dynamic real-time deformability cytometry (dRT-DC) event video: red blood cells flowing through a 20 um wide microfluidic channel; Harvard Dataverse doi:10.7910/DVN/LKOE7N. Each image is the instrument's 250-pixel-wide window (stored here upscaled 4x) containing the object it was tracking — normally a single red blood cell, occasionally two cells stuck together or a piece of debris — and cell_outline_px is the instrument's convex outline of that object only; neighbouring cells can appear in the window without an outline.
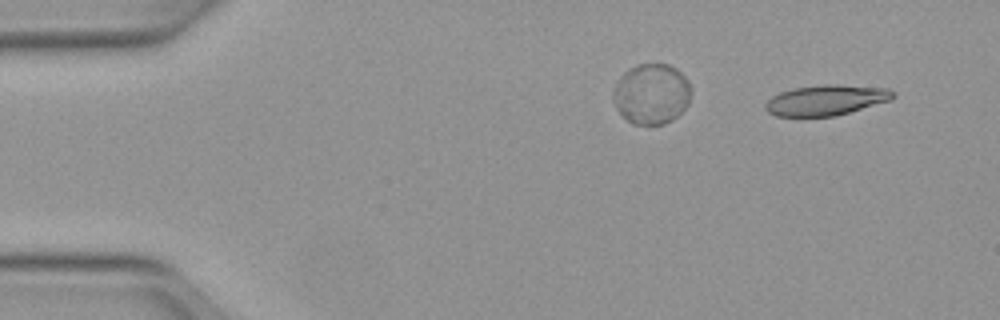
{"species": "Egyptian fruit bat (a non-hibernating species)", "species_latin": "Rousettus aegyptiacus", "temperature_condition": "warm", "stored_images_in_passage": 46, "camera_frame_rate_fps": 3000, "um_per_image_px": 0.085, "animal": {"sex": "female"}, "frame": {"image": 1, "passage_image": 3, "time_ms": 0.667, "image_size_px": [1000, 320], "cell_outline_px": [[896, 96], [892, 100], [836, 116], [776, 116], [768, 112], [764, 108], [764, 104], [772, 96], [780, 92], [796, 88], [824, 84], [836, 84], [888, 88], [896, 92]], "centroid_in_image_um": [70.25, 8.51], "position_along_channel_um": 14.7, "area_um2": 22.77}}
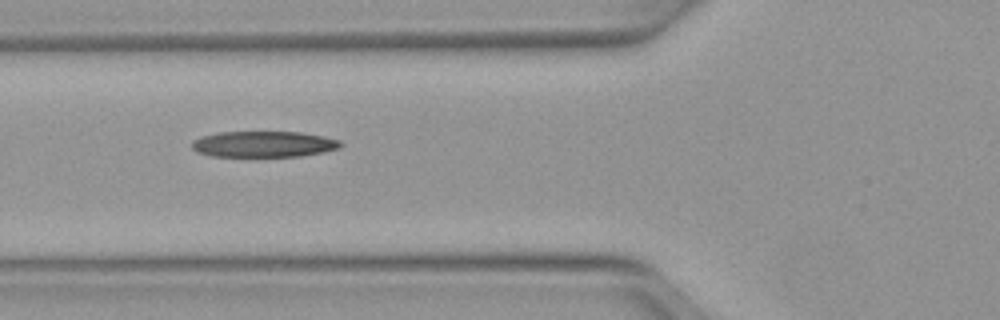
{"frame": {"image": 2, "passage_image": 18, "time_ms": 5.667, "image_size_px": [1000, 320], "cell_outline_px": [[344, 144], [340, 148], [324, 152], [300, 156], [212, 156], [196, 152], [192, 148], [192, 140], [200, 136], [220, 132], [300, 132], [324, 136], [340, 140]], "centroid_in_image_um": [22.42, 12.25], "position_along_channel_um": 103.4, "area_um2": 22.66}}
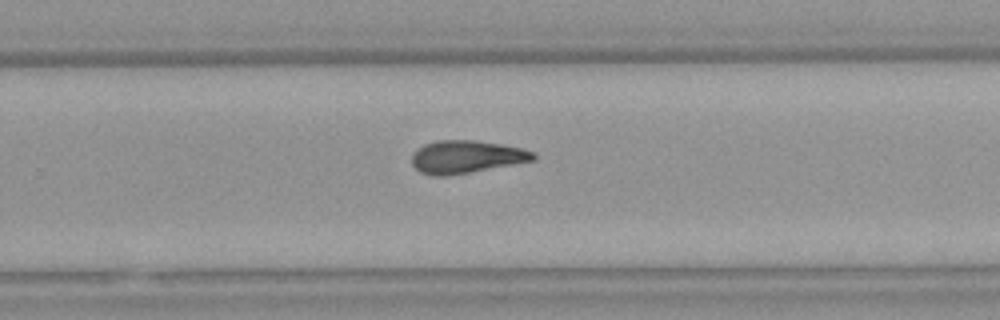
{"frame": {"image": 3, "passage_image": 32, "time_ms": 10.333, "image_size_px": [1000, 320], "cell_outline_px": [[536, 160], [472, 172], [448, 176], [432, 176], [420, 172], [412, 164], [412, 152], [416, 148], [424, 144], [436, 140], [476, 140], [500, 144], [520, 148], [536, 152]], "centroid_in_image_um": [39.62, 13.33], "position_along_channel_um": 290.2, "area_um2": 23.47}, "authors_computed_cell_mechanics": {"area_um2": 23.1489, "velocity_mm_per_s": 4.013, "shape_relaxation_time_tau1_ms": null, "shape_relaxation_time_tau2_ms": 4.1269, "deformation_change_tau1": null, "deformation_change_tau2": 0.1406}}